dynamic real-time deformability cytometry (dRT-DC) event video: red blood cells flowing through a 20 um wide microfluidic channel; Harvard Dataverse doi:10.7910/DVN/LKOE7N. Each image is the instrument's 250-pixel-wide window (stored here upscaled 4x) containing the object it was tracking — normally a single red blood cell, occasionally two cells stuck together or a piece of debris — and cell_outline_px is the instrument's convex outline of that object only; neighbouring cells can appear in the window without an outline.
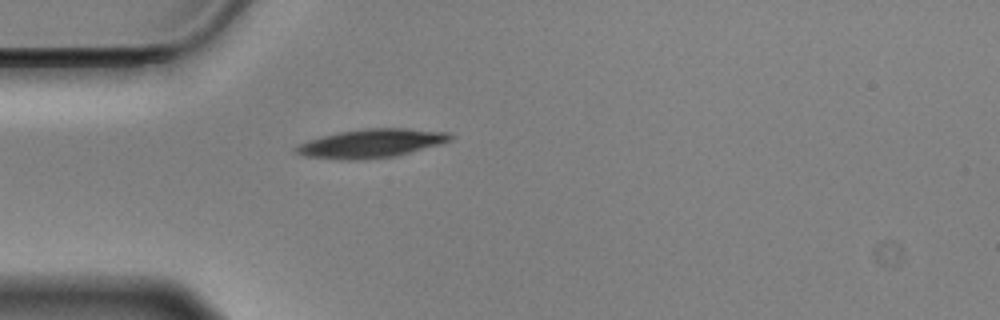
{"species": "Egyptian fruit bat (a non-hibernating species)", "species_latin": "Rousettus aegyptiacus", "temperature_condition": "cold", "stored_images_in_passage": 42, "camera_frame_rate_fps": 3000, "um_per_image_px": 0.085, "animal": {"sex": "male"}, "frame": {"image": 1, "passage_image": 1, "time_ms": 0.0, "image_size_px": [1000, 320], "cell_outline_px": [[456, 136], [452, 140], [440, 144], [396, 156], [356, 160], [340, 160], [304, 156], [296, 152], [292, 148], [308, 140], [340, 132], [364, 128], [404, 128], [448, 132]], "centroid_in_image_um": [31.58, 12.19], "position_along_channel_um": 53.4, "area_um2": 25.78}}
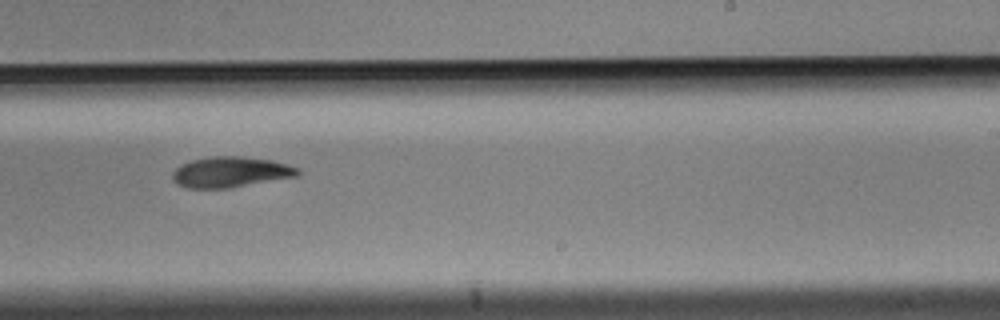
{"frame": {"image": 2, "passage_image": 20, "time_ms": 6.333, "image_size_px": [1000, 320], "cell_outline_px": [[300, 172], [296, 176], [228, 188], [188, 188], [176, 184], [172, 180], [172, 172], [180, 164], [192, 160], [212, 156], [240, 156], [272, 160], [288, 164], [300, 168]], "centroid_in_image_um": [19.57, 14.62], "position_along_channel_um": 269.4, "area_um2": 22.37}}
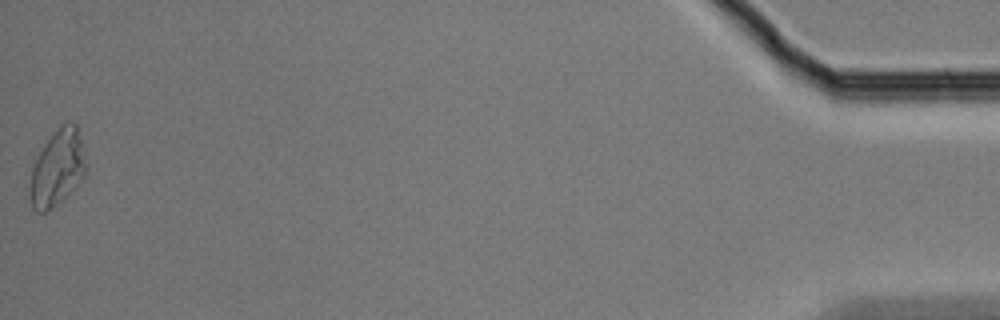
{"frame": {"image": 3, "passage_image": 42, "time_ms": 13.667, "image_size_px": [1000, 320], "cell_outline_px": [[88, 164], [84, 176], [48, 212], [36, 212], [32, 208], [28, 196], [28, 188], [32, 168], [44, 144], [60, 124], [68, 120], [76, 124]], "centroid_in_image_um": [4.86, 14.27], "position_along_channel_um": 430.3, "area_um2": 24.91}, "authors_computed_cell_mechanics": {"area_um2": 22.7154, "velocity_mm_per_s": 3.5139, "shape_relaxation_time_tau1_ms": 7.1316, "shape_relaxation_time_tau2_ms": null, "deformation_change_tau1": 0.1482, "deformation_change_tau2": null}}